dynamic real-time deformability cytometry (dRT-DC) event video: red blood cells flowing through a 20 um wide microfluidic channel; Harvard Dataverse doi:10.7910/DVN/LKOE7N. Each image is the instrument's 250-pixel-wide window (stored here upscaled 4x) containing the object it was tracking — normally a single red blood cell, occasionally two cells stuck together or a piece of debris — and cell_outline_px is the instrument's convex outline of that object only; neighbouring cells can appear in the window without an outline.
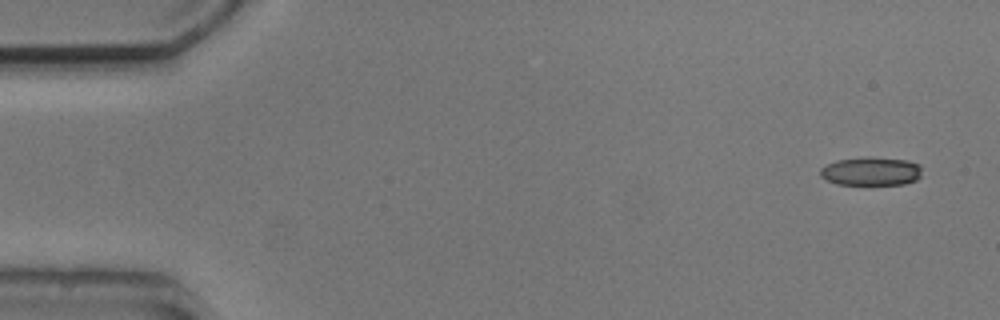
{"species": "common noctule bat (a hibernating species)", "species_latin": "Nyctalus noctula", "temperature_condition": "cold", "stored_images_in_passage": 7, "camera_frame_rate_fps": 3000, "um_per_image_px": 0.085, "animal": {"sex": "male", "body_mass_g": 20.5, "forearm_length_mm": 52.5}, "frame": {"image": 1, "passage_image": 1, "time_ms": 0.0, "image_size_px": [1000, 320], "cell_outline_px": [[920, 176], [916, 180], [904, 184], [836, 184], [820, 176], [820, 168], [836, 160], [908, 160], [920, 164]], "centroid_in_image_um": [74.04, 14.61], "position_along_channel_um": 11.0, "area_um2": 15.9}}
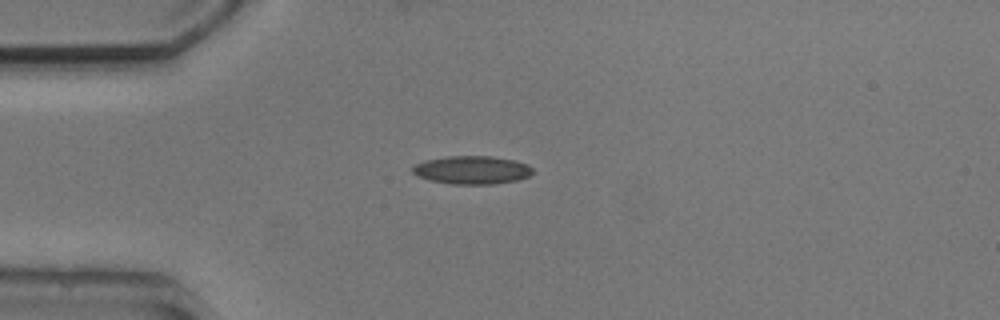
{"frame": {"image": 2, "passage_image": 4, "time_ms": 3.667, "image_size_px": [1000, 320], "cell_outline_px": [[536, 172], [528, 176], [516, 180], [492, 184], [452, 184], [428, 180], [416, 176], [412, 172], [412, 168], [416, 164], [424, 160], [448, 156], [492, 156], [512, 160], [528, 164]], "centroid_in_image_um": [40.1, 14.45], "position_along_channel_um": 44.9, "area_um2": 19.83}}